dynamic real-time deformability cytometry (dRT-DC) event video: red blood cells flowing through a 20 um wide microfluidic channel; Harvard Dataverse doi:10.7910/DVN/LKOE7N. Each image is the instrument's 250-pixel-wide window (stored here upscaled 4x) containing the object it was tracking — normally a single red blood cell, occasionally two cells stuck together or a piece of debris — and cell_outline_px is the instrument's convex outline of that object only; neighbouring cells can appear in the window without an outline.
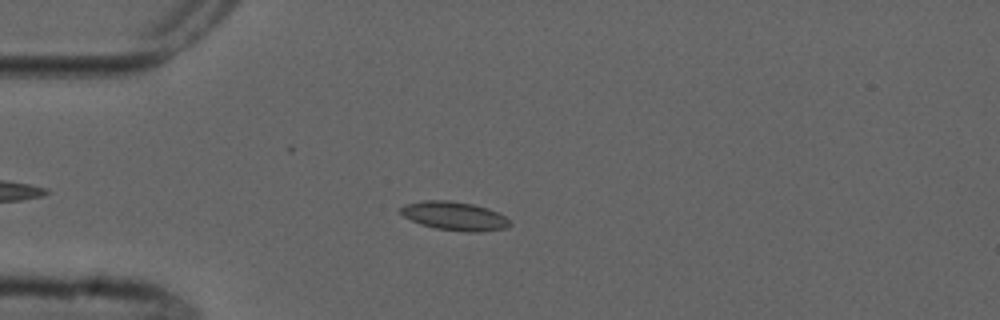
{"species": "common noctule bat (a hibernating species)", "species_latin": "Nyctalus noctula", "temperature_condition": "cold", "stored_images_in_passage": 5, "camera_frame_rate_fps": 3000, "um_per_image_px": 0.085, "animal": {"sex": "male", "forearm_length_mm": 52.5}, "frame": {"image": 1, "passage_image": 4, "time_ms": 3.333, "image_size_px": [1000, 320], "cell_outline_px": [[512, 224], [508, 228], [480, 232], [464, 232], [436, 228], [420, 224], [396, 212], [404, 204], [424, 200], [448, 200], [472, 204], [488, 208], [512, 220]], "centroid_in_image_um": [38.64, 18.36], "position_along_channel_um": 46.4, "area_um2": 18.5}}
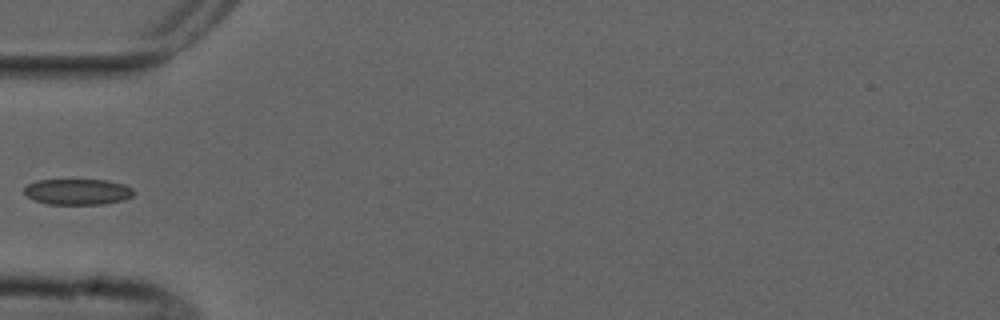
{"frame": {"image": 2, "passage_image": 5, "time_ms": 4.667, "image_size_px": [1000, 320], "cell_outline_px": [[136, 192], [132, 196], [124, 200], [104, 204], [48, 204], [32, 200], [24, 192], [24, 188], [28, 184], [36, 180], [108, 180], [124, 184], [132, 188]], "centroid_in_image_um": [6.62, 16.3], "position_along_channel_um": 78.4, "area_um2": 16.65}}